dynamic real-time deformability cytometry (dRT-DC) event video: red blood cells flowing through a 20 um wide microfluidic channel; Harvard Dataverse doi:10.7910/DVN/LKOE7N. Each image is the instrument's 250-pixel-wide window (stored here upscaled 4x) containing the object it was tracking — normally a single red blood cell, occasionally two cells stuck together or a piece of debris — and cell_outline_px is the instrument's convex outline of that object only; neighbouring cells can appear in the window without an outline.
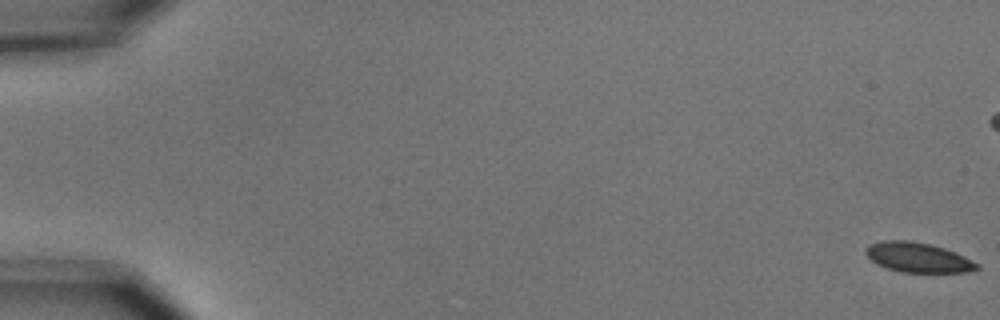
{"species": "common noctule bat (a hibernating species)", "species_latin": "Nyctalus noctula", "temperature_condition": "cold", "stored_images_in_passage": 6, "camera_frame_rate_fps": 3000, "um_per_image_px": 0.085, "animal": {"sex": "male", "body_mass_g": 15.6}, "frame": {"image": 1, "passage_image": 1, "time_ms": 0.0, "image_size_px": [1000, 320], "cell_outline_px": [[980, 268], [964, 272], [900, 272], [876, 264], [864, 252], [864, 248], [868, 244], [884, 240], [908, 240], [928, 244], [944, 248], [956, 252], [980, 264]], "centroid_in_image_um": [78.0, 21.87], "position_along_channel_um": 7.0, "area_um2": 19.31}}
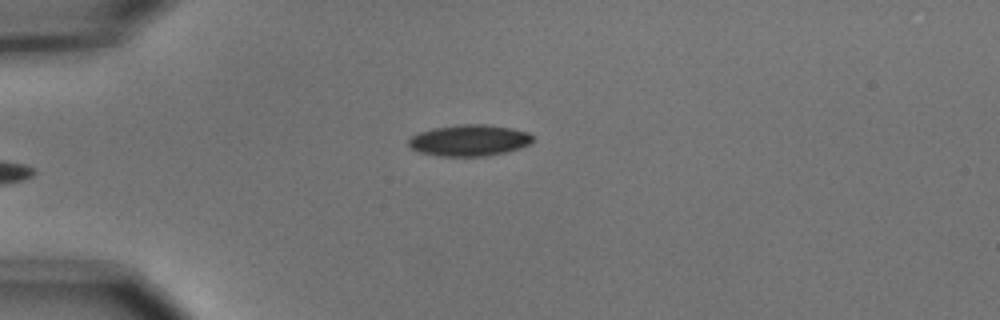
{"frame": {"image": 2, "passage_image": 6, "time_ms": 1.667, "image_size_px": [1000, 320], "cell_outline_px": [[532, 140], [528, 144], [520, 148], [504, 152], [484, 156], [436, 156], [420, 152], [412, 148], [408, 144], [408, 140], [412, 136], [420, 132], [432, 128], [460, 124], [488, 124], [512, 128], [528, 132], [532, 136]], "centroid_in_image_um": [39.87, 11.92], "position_along_channel_um": 45.1, "area_um2": 22.6}}